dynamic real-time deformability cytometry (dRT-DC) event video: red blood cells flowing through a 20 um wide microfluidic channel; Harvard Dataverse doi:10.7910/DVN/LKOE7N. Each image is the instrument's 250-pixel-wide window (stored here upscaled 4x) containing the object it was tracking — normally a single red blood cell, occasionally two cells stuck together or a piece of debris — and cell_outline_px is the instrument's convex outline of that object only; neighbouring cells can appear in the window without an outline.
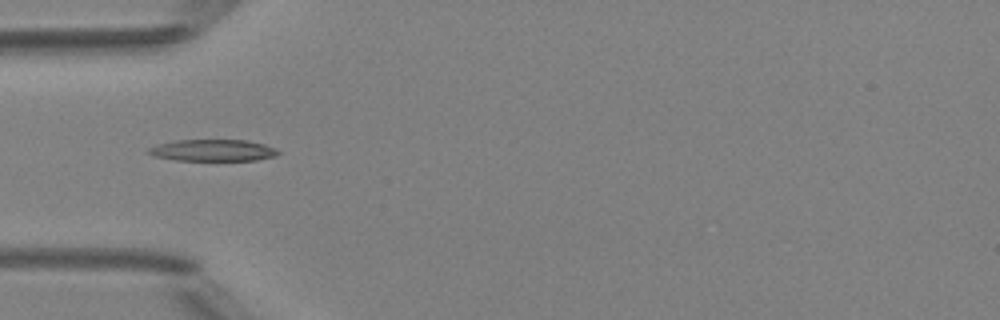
{"species": "Egyptian fruit bat (a non-hibernating species)", "species_latin": "Rousettus aegyptiacus", "temperature_condition": "room temperature", "stored_images_in_passage": 3, "camera_frame_rate_fps": 3000, "um_per_image_px": 0.085, "animal": {"sex": "female"}, "frame": {"image": 1, "passage_image": 2, "time_ms": 1.333, "image_size_px": [1000, 320], "cell_outline_px": [[280, 152], [276, 156], [256, 160], [176, 160], [156, 156], [144, 152], [148, 148], [156, 144], [176, 140], [248, 140], [264, 144], [276, 148]], "centroid_in_image_um": [18.09, 12.77], "position_along_channel_um": 66.9, "area_um2": 16.42}}
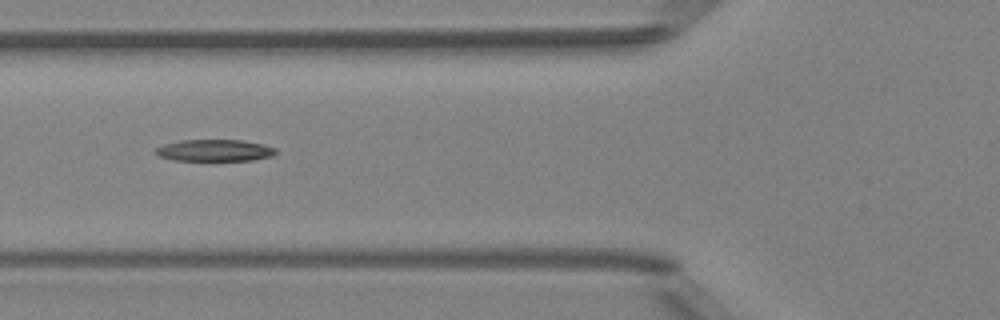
{"frame": {"image": 2, "passage_image": 3, "time_ms": 2.333, "image_size_px": [1000, 320], "cell_outline_px": [[276, 152], [272, 156], [252, 160], [172, 160], [160, 156], [152, 152], [156, 148], [164, 144], [180, 140], [240, 140], [264, 144], [276, 148]], "centroid_in_image_um": [18.22, 12.78], "position_along_channel_um": 107.6, "area_um2": 15.2}}